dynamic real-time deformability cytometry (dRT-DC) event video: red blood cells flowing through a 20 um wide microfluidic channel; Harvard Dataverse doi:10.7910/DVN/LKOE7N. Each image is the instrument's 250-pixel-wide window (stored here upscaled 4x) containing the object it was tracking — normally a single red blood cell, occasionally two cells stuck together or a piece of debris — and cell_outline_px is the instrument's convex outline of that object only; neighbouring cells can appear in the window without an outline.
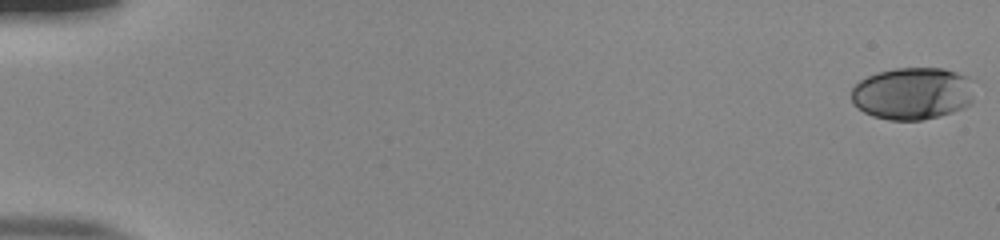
{"species": "human", "species_latin": "Homo sapiens", "temperature_condition": "room temperature", "stored_images_in_passage": 54, "camera_frame_rate_fps": 3000, "um_per_image_px": 0.085, "donor": {"sex": "male"}, "frame": {"image": 1, "passage_image": 1, "time_ms": 0.0, "image_size_px": [1000, 240], "cell_outline_px": [[972, 104], [964, 108], [940, 116], [920, 120], [888, 120], [872, 116], [864, 112], [852, 104], [852, 88], [860, 80], [876, 72], [896, 68], [944, 68], [968, 76], [972, 96]], "centroid_in_image_um": [77.54, 7.95], "position_along_channel_um": 7.5, "area_um2": 37.63}}
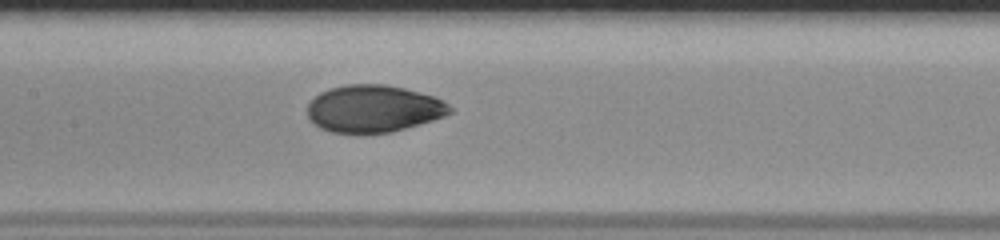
{"frame": {"image": 2, "passage_image": 28, "time_ms": 9.0, "image_size_px": [1000, 240], "cell_outline_px": [[452, 112], [444, 116], [432, 120], [392, 132], [332, 132], [320, 128], [308, 116], [308, 104], [320, 92], [328, 88], [348, 84], [384, 84], [404, 88], [420, 92], [444, 100], [452, 108]], "centroid_in_image_um": [31.76, 9.22], "position_along_channel_um": 175.6, "area_um2": 38.84}}
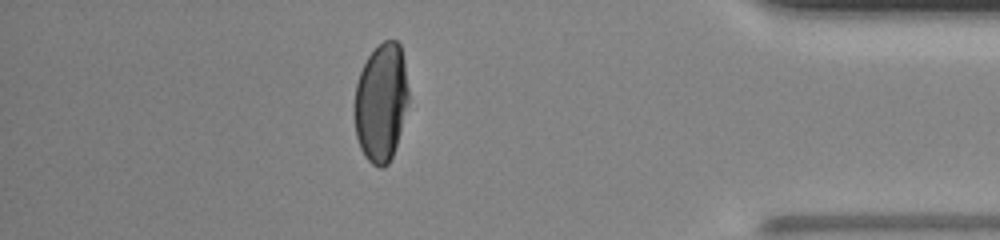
{"frame": {"image": 3, "passage_image": 48, "time_ms": 15.667, "image_size_px": [1000, 240], "cell_outline_px": [[408, 100], [400, 132], [392, 156], [388, 164], [384, 168], [380, 168], [372, 164], [364, 156], [360, 148], [356, 136], [356, 84], [360, 72], [368, 56], [384, 40], [396, 40], [400, 44], [404, 60], [408, 88]], "centroid_in_image_um": [32.41, 8.71], "position_along_channel_um": 402.8, "area_um2": 36.82}, "authors_computed_cell_mechanics": {"area_um2": 38.8705, "velocity_mm_per_s": 3.8922, "shape_relaxation_time_tau1_ms": 5.3702, "shape_relaxation_time_tau2_ms": 1.1112, "deformation_change_tau1": 0.2127, "deformation_change_tau2": 0.0443}}